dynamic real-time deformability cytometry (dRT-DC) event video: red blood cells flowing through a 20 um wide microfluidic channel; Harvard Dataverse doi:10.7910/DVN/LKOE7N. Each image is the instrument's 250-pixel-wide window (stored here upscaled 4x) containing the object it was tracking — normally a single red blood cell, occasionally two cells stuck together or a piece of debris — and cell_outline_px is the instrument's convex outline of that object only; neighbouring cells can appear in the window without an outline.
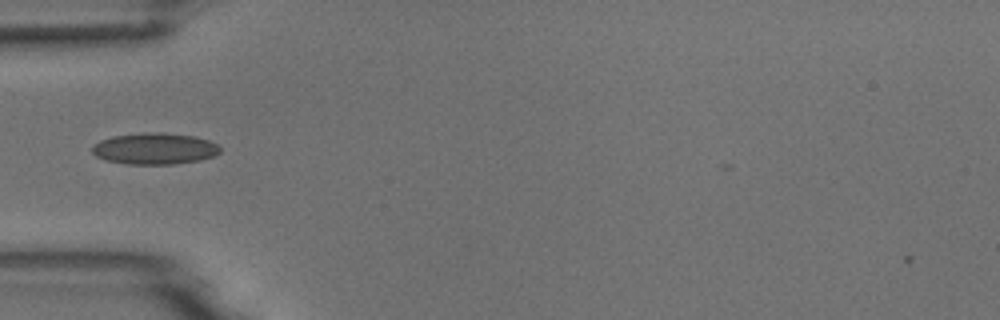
{"species": "common noctule bat (a hibernating species)", "species_latin": "Nyctalus noctula", "temperature_condition": "room temperature", "stored_images_in_passage": 37, "camera_frame_rate_fps": 3000, "um_per_image_px": 0.085, "animal": {"sex": "male", "body_mass_g": 18.8}, "frame": {"image": 1, "passage_image": 1, "time_ms": 0.0, "image_size_px": [1000, 320], "cell_outline_px": [[220, 152], [212, 156], [200, 160], [172, 164], [128, 164], [104, 160], [96, 156], [92, 152], [92, 144], [100, 140], [112, 136], [160, 132], [192, 136], [208, 140], [216, 144], [220, 148]], "centroid_in_image_um": [13.1, 12.64], "position_along_channel_um": 71.9, "area_um2": 23.18}}
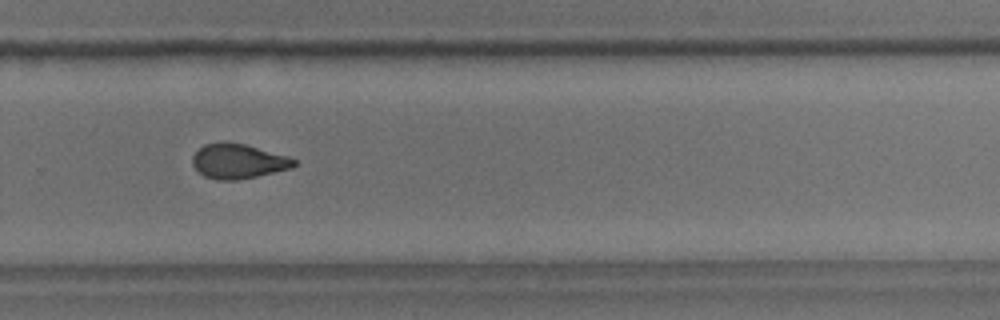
{"frame": {"image": 2, "passage_image": 20, "time_ms": 6.333, "image_size_px": [1000, 320], "cell_outline_px": [[296, 164], [292, 168], [256, 176], [236, 180], [216, 180], [204, 176], [192, 164], [192, 156], [204, 144], [244, 144], [288, 156], [296, 160]], "centroid_in_image_um": [20.26, 13.73], "position_along_channel_um": 309.5, "area_um2": 20.0}}
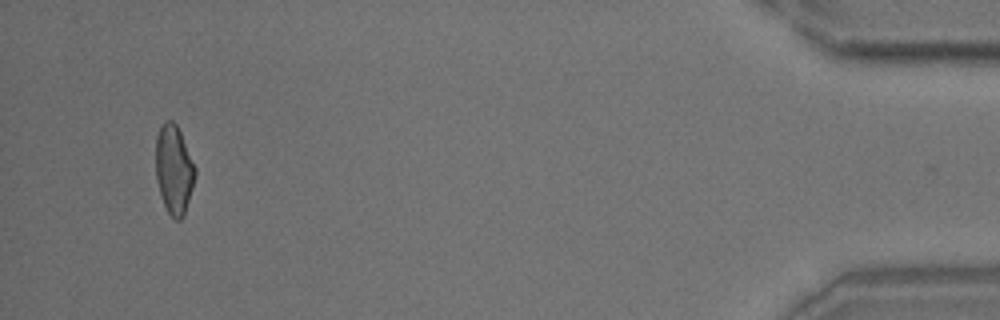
{"frame": {"image": 3, "passage_image": 35, "time_ms": 11.333, "image_size_px": [1000, 320], "cell_outline_px": [[196, 176], [184, 216], [180, 220], [176, 220], [168, 212], [164, 204], [156, 180], [156, 136], [164, 120], [172, 120], [176, 124], [180, 132], [196, 168]], "centroid_in_image_um": [14.79, 14.41], "position_along_channel_um": 420.4, "area_um2": 20.35}, "authors_computed_cell_mechanics": {"area_um2": 20.8658, "velocity_mm_per_s": 3.7406, "shape_relaxation_time_tau1_ms": 6.2435, "shape_relaxation_time_tau2_ms": 1.8933, "deformation_change_tau1": 0.1588, "deformation_change_tau2": 0.0766}}